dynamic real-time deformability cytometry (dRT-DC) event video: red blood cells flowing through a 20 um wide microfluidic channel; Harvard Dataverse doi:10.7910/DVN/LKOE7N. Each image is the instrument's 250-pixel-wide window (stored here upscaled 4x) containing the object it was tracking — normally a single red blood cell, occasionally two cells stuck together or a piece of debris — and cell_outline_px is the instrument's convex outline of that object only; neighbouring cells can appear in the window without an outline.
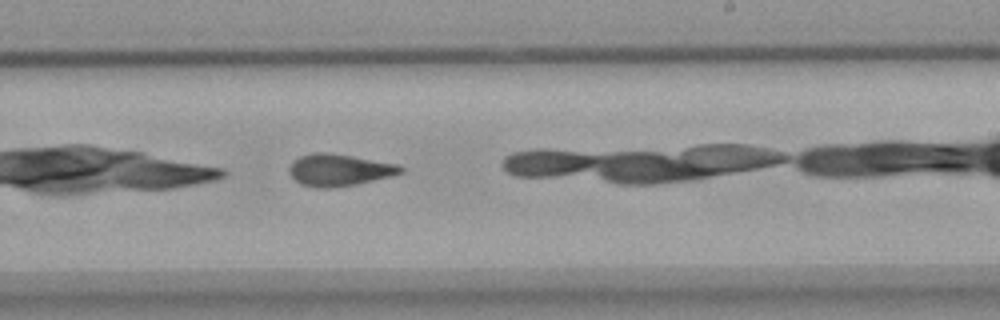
{"species": "common noctule bat (a hibernating species)", "species_latin": "Nyctalus noctula", "temperature_condition": "warm", "stored_images_in_passage": 27, "camera_frame_rate_fps": 3000, "um_per_image_px": 0.085, "animal": {"sex": "female", "body_mass_g": 18.4}, "frame": {"image": 1, "passage_image": 16, "time_ms": 5.0, "image_size_px": [1000, 320], "cell_outline_px": [[404, 172], [392, 176], [356, 184], [332, 188], [316, 188], [300, 184], [288, 172], [288, 168], [292, 160], [300, 156], [312, 152], [328, 152], [352, 156], [396, 164], [404, 168]], "centroid_in_image_um": [28.79, 14.45], "position_along_channel_um": 260.2, "area_um2": 20.87}}
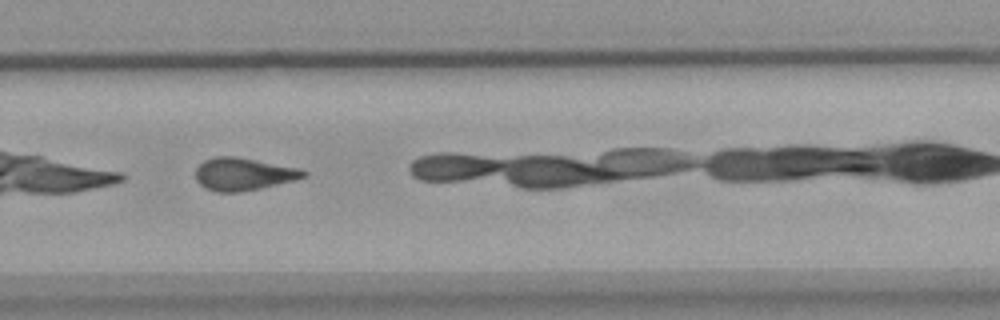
{"frame": {"image": 2, "passage_image": 20, "time_ms": 6.333, "image_size_px": [1000, 320], "cell_outline_px": [[308, 176], [296, 180], [260, 188], [240, 192], [216, 192], [204, 188], [196, 180], [196, 168], [204, 160], [216, 156], [236, 156], [300, 168], [308, 172]], "centroid_in_image_um": [20.71, 14.79], "position_along_channel_um": 309.1, "area_um2": 20.69}}